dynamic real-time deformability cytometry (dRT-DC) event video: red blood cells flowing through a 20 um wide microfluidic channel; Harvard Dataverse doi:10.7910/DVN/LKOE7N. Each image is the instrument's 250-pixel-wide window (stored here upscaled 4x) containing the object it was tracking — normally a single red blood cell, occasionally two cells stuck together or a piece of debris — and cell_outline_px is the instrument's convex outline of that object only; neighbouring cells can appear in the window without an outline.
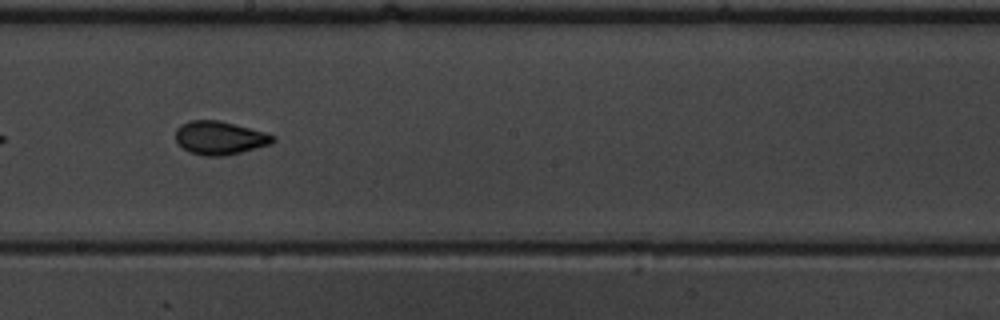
{"species": "common noctule bat (a hibernating species)", "species_latin": "Nyctalus noctula", "temperature_condition": "warm", "stored_images_in_passage": 32, "camera_frame_rate_fps": 3000, "um_per_image_px": 0.085, "animal": {"sex": "male", "body_mass_g": 19.5, "forearm_length_mm": 54.6}, "frame": {"image": 1, "passage_image": 23, "time_ms": 7.333, "image_size_px": [1000, 320], "cell_outline_px": [[276, 140], [272, 144], [224, 156], [204, 156], [188, 152], [176, 140], [176, 128], [180, 124], [188, 120], [220, 120], [264, 132], [276, 136]], "centroid_in_image_um": [18.67, 11.71], "position_along_channel_um": 229.5, "area_um2": 19.02}}